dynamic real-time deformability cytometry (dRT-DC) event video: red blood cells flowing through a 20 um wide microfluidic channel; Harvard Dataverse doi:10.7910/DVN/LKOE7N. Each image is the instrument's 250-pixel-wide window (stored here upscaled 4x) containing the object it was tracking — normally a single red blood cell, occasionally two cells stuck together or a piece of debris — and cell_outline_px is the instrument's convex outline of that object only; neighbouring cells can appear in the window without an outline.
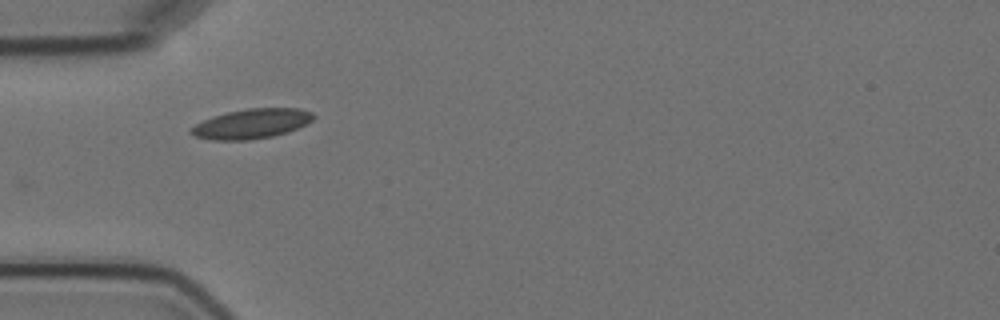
{"species": "Egyptian fruit bat (a non-hibernating species)", "species_latin": "Rousettus aegyptiacus", "temperature_condition": "cold", "stored_images_in_passage": 2, "camera_frame_rate_fps": 3000, "um_per_image_px": 0.085, "animal": {"sex": "female"}, "frame": {"image": 1, "passage_image": 1, "time_ms": 0.0, "image_size_px": [1000, 320], "cell_outline_px": [[316, 116], [312, 120], [288, 132], [272, 136], [248, 140], [212, 140], [196, 136], [188, 132], [196, 124], [204, 120], [228, 112], [248, 108], [300, 108], [312, 112]], "centroid_in_image_um": [21.41, 10.51], "position_along_channel_um": 63.6, "area_um2": 20.92}}
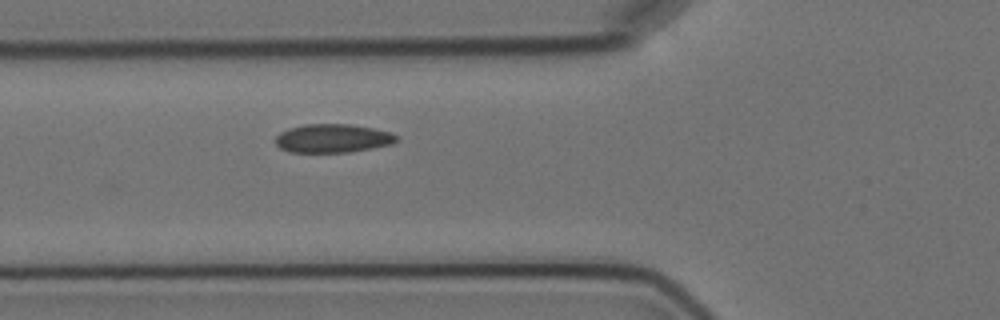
{"frame": {"image": 2, "passage_image": 2, "time_ms": 1.0, "image_size_px": [1000, 320], "cell_outline_px": [[396, 140], [392, 144], [372, 148], [348, 152], [288, 152], [280, 148], [276, 144], [276, 136], [280, 132], [288, 128], [304, 124], [348, 124], [372, 128], [388, 132], [396, 136]], "centroid_in_image_um": [28.22, 11.76], "position_along_channel_um": 97.6, "area_um2": 20.0}}